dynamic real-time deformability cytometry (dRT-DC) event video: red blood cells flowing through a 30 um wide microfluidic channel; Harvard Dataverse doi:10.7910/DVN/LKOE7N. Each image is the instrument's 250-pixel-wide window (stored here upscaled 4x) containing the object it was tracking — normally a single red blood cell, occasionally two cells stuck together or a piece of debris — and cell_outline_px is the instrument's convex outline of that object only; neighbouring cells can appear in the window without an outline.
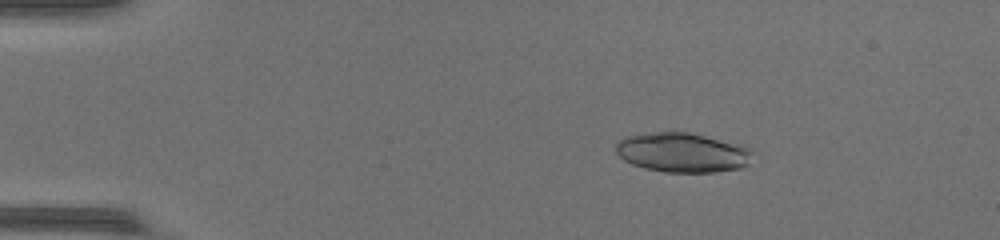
{"species": "common noctule bat (a hibernating species)", "species_latin": "Nyctalus noctula", "temperature_condition": "warm", "stored_images_in_passage": 41, "camera_frame_rate_fps": 3000, "um_per_image_px": 0.085, "animal": {"sex": "female", "body_mass_g": 17.0, "forearm_length_mm": 48.0}, "frame": {"image": 1, "passage_image": 2, "time_ms": 0.333, "image_size_px": [1000, 240], "cell_outline_px": [[752, 152], [748, 164], [740, 168], [716, 172], [664, 172], [644, 168], [632, 164], [624, 160], [616, 152], [616, 144], [624, 136], [656, 132], [688, 132], [744, 144], [752, 148]], "centroid_in_image_um": [58.04, 12.96], "position_along_channel_um": 27.0, "area_um2": 31.73}}